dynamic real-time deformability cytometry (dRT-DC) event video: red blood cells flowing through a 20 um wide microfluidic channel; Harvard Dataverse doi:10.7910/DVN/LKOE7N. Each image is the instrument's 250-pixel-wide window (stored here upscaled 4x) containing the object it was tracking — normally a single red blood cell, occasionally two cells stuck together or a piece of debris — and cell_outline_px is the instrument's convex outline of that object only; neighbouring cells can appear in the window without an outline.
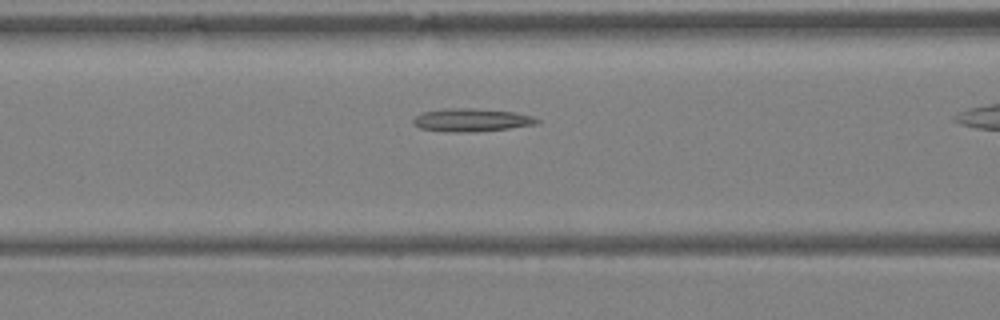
{"species": "Egyptian fruit bat (a non-hibernating species)", "species_latin": "Rousettus aegyptiacus", "temperature_condition": "warm", "stored_images_in_passage": 27, "segment_of_instrument_passage": [1, 2], "camera_frame_rate_fps": 3000, "um_per_image_px": 0.085, "animal": {"sex": "female"}, "frame": {"image": 1, "passage_image": 11, "time_ms": 3.333, "image_size_px": [1000, 320], "cell_outline_px": [[540, 120], [536, 124], [508, 128], [420, 128], [412, 124], [412, 120], [416, 116], [424, 112], [444, 108], [468, 108], [516, 112], [532, 116]], "centroid_in_image_um": [40.12, 10.11], "position_along_channel_um": 126.5, "area_um2": 14.91}}
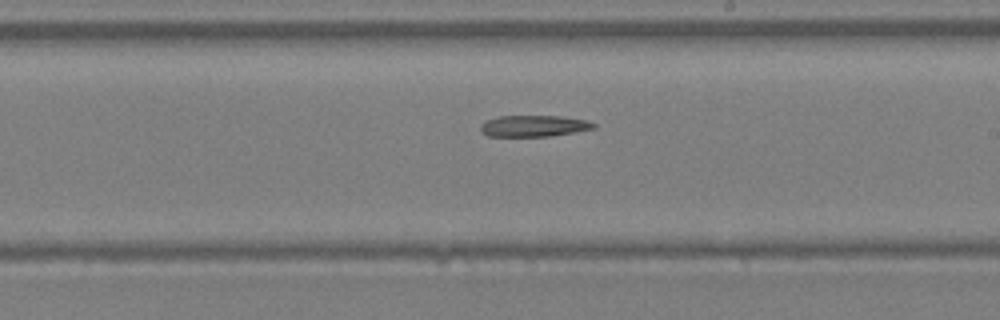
{"frame": {"image": 2, "passage_image": 18, "time_ms": 5.667, "image_size_px": [1000, 320], "cell_outline_px": [[596, 128], [576, 132], [548, 136], [488, 136], [480, 132], [480, 124], [484, 120], [500, 116], [564, 116], [588, 120], [596, 124]], "centroid_in_image_um": [45.37, 10.7], "position_along_channel_um": 243.6, "area_um2": 14.28}}
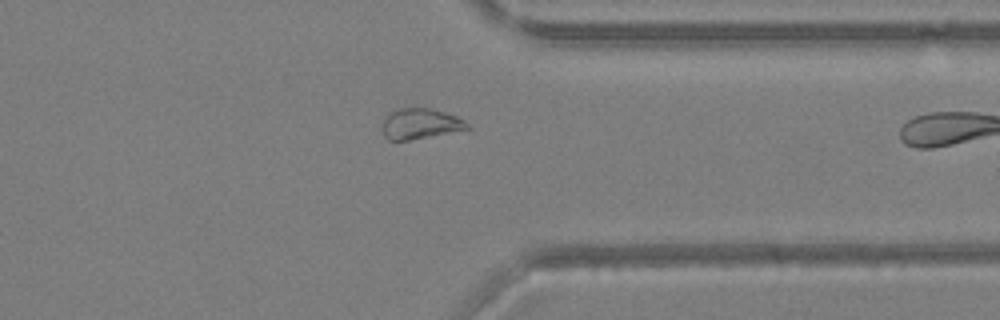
{"frame": {"image": 3, "passage_image": 26, "time_ms": 8.333, "image_size_px": [1000, 320], "cell_outline_px": [[468, 128], [408, 140], [388, 140], [384, 136], [384, 116], [388, 112], [396, 108], [428, 108], [444, 112], [456, 116], [464, 120], [468, 124]], "centroid_in_image_um": [35.66, 10.49], "position_along_channel_um": 375.7, "area_um2": 14.74}}